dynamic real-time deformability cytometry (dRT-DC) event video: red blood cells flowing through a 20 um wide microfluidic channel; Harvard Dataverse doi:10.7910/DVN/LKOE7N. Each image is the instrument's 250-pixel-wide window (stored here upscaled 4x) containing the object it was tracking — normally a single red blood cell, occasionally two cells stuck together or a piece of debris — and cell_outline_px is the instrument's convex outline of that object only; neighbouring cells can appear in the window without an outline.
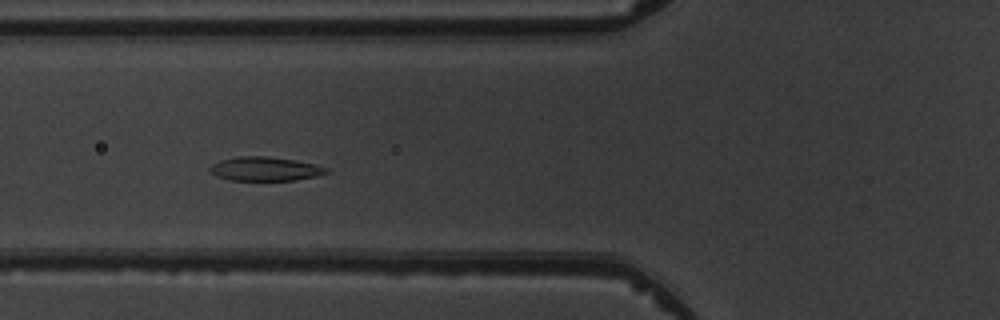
{"species": "common noctule bat (a hibernating species)", "species_latin": "Nyctalus noctula", "temperature_condition": "warm", "stored_images_in_passage": 5, "camera_frame_rate_fps": 3000, "um_per_image_px": 0.085, "animal": {"sex": "male", "body_mass_g": 19.5, "forearm_length_mm": 54.6}, "frame": {"image": 1, "passage_image": 5, "time_ms": 4.333, "image_size_px": [1000, 320], "cell_outline_px": [[328, 172], [316, 176], [296, 180], [232, 180], [216, 176], [208, 168], [212, 164], [220, 160], [236, 156], [268, 156], [316, 164], [328, 168]], "centroid_in_image_um": [22.52, 14.35], "position_along_channel_um": 103.3, "area_um2": 16.18}}